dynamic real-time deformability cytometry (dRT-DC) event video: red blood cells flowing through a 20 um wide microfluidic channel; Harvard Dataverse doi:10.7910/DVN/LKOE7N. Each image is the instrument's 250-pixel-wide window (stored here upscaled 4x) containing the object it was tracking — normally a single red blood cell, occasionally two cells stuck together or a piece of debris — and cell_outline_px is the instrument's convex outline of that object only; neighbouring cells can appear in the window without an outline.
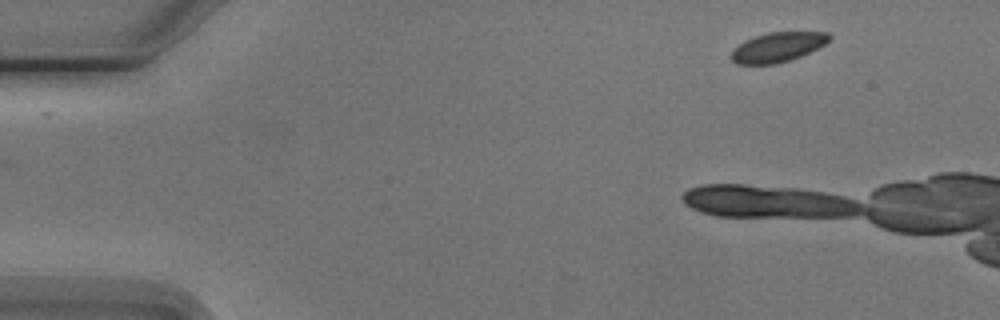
{"species": "Egyptian fruit bat (a non-hibernating species)", "species_latin": "Rousettus aegyptiacus", "temperature_condition": "cold", "stored_images_in_passage": 5, "segment_of_instrument_passage": [2, 2], "camera_frame_rate_fps": 3000, "um_per_image_px": 0.085, "animal": {"sex": "male"}, "frame": {"image": 1, "passage_image": 5, "time_ms": 4.667, "image_size_px": [1000, 320], "cell_outline_px": [[832, 36], [824, 44], [800, 56], [776, 64], [736, 64], [728, 56], [744, 40], [768, 32], [828, 32]], "centroid_in_image_um": [66.07, 4.0], "position_along_channel_um": 18.9, "area_um2": 16.7}}